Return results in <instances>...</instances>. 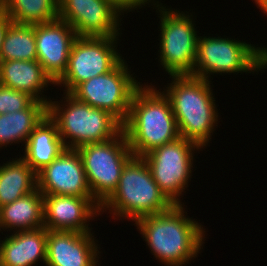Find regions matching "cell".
<instances>
[{
  "label": "cell",
  "mask_w": 267,
  "mask_h": 266,
  "mask_svg": "<svg viewBox=\"0 0 267 266\" xmlns=\"http://www.w3.org/2000/svg\"><path fill=\"white\" fill-rule=\"evenodd\" d=\"M142 87L134 93L123 123L130 150L136 157L180 137L169 98L154 87Z\"/></svg>",
  "instance_id": "6da1fadb"
},
{
  "label": "cell",
  "mask_w": 267,
  "mask_h": 266,
  "mask_svg": "<svg viewBox=\"0 0 267 266\" xmlns=\"http://www.w3.org/2000/svg\"><path fill=\"white\" fill-rule=\"evenodd\" d=\"M135 224L153 255L167 266L188 264L189 260L197 257L204 240V228L184 216L182 204L139 218Z\"/></svg>",
  "instance_id": "7a4b0ae2"
},
{
  "label": "cell",
  "mask_w": 267,
  "mask_h": 266,
  "mask_svg": "<svg viewBox=\"0 0 267 266\" xmlns=\"http://www.w3.org/2000/svg\"><path fill=\"white\" fill-rule=\"evenodd\" d=\"M167 91L180 137L206 146L218 118L210 82L190 75L172 76Z\"/></svg>",
  "instance_id": "3957f363"
},
{
  "label": "cell",
  "mask_w": 267,
  "mask_h": 266,
  "mask_svg": "<svg viewBox=\"0 0 267 266\" xmlns=\"http://www.w3.org/2000/svg\"><path fill=\"white\" fill-rule=\"evenodd\" d=\"M173 206L153 179L143 157L133 156L123 168L116 190L100 206V211L110 208L113 215L136 221L168 211Z\"/></svg>",
  "instance_id": "277c9868"
},
{
  "label": "cell",
  "mask_w": 267,
  "mask_h": 266,
  "mask_svg": "<svg viewBox=\"0 0 267 266\" xmlns=\"http://www.w3.org/2000/svg\"><path fill=\"white\" fill-rule=\"evenodd\" d=\"M65 94L66 108L59 106L58 101L57 104L50 101L47 105V115L56 123L65 148L76 149L88 143L106 142L123 131V123L109 111L94 108L70 93ZM65 138L72 141L67 142Z\"/></svg>",
  "instance_id": "5b68a950"
},
{
  "label": "cell",
  "mask_w": 267,
  "mask_h": 266,
  "mask_svg": "<svg viewBox=\"0 0 267 266\" xmlns=\"http://www.w3.org/2000/svg\"><path fill=\"white\" fill-rule=\"evenodd\" d=\"M85 170L93 199L101 206L116 190L126 163L134 156L126 135L101 143H88L76 148Z\"/></svg>",
  "instance_id": "8992f818"
},
{
  "label": "cell",
  "mask_w": 267,
  "mask_h": 266,
  "mask_svg": "<svg viewBox=\"0 0 267 266\" xmlns=\"http://www.w3.org/2000/svg\"><path fill=\"white\" fill-rule=\"evenodd\" d=\"M266 67V48L229 38L199 37L192 76L209 81L211 73H239Z\"/></svg>",
  "instance_id": "52a82bcc"
},
{
  "label": "cell",
  "mask_w": 267,
  "mask_h": 266,
  "mask_svg": "<svg viewBox=\"0 0 267 266\" xmlns=\"http://www.w3.org/2000/svg\"><path fill=\"white\" fill-rule=\"evenodd\" d=\"M127 67L122 59L111 71L80 83L70 94L94 108L109 111L124 123L133 95L141 85Z\"/></svg>",
  "instance_id": "ba28073f"
},
{
  "label": "cell",
  "mask_w": 267,
  "mask_h": 266,
  "mask_svg": "<svg viewBox=\"0 0 267 266\" xmlns=\"http://www.w3.org/2000/svg\"><path fill=\"white\" fill-rule=\"evenodd\" d=\"M160 8V64L171 76H192L199 38L192 19L184 12Z\"/></svg>",
  "instance_id": "9c48e42d"
},
{
  "label": "cell",
  "mask_w": 267,
  "mask_h": 266,
  "mask_svg": "<svg viewBox=\"0 0 267 266\" xmlns=\"http://www.w3.org/2000/svg\"><path fill=\"white\" fill-rule=\"evenodd\" d=\"M117 38L77 37L70 50L67 70L55 84H63L67 88L64 93H71L80 83L111 71L122 60L113 46Z\"/></svg>",
  "instance_id": "30bf717a"
},
{
  "label": "cell",
  "mask_w": 267,
  "mask_h": 266,
  "mask_svg": "<svg viewBox=\"0 0 267 266\" xmlns=\"http://www.w3.org/2000/svg\"><path fill=\"white\" fill-rule=\"evenodd\" d=\"M195 148L200 149L197 144L179 137L171 143L156 147L143 156L153 179L174 205H181L178 197L184 187L188 186L193 167L192 151Z\"/></svg>",
  "instance_id": "8fae6325"
},
{
  "label": "cell",
  "mask_w": 267,
  "mask_h": 266,
  "mask_svg": "<svg viewBox=\"0 0 267 266\" xmlns=\"http://www.w3.org/2000/svg\"><path fill=\"white\" fill-rule=\"evenodd\" d=\"M58 1V18L66 21L77 37H109L120 34L118 18L123 11L111 0Z\"/></svg>",
  "instance_id": "7c38bea8"
},
{
  "label": "cell",
  "mask_w": 267,
  "mask_h": 266,
  "mask_svg": "<svg viewBox=\"0 0 267 266\" xmlns=\"http://www.w3.org/2000/svg\"><path fill=\"white\" fill-rule=\"evenodd\" d=\"M37 189L42 194L92 197L78 151L65 148L40 170Z\"/></svg>",
  "instance_id": "4fadbf2b"
},
{
  "label": "cell",
  "mask_w": 267,
  "mask_h": 266,
  "mask_svg": "<svg viewBox=\"0 0 267 266\" xmlns=\"http://www.w3.org/2000/svg\"><path fill=\"white\" fill-rule=\"evenodd\" d=\"M76 38L74 29L59 18L35 25L37 61L54 83L67 70L70 50Z\"/></svg>",
  "instance_id": "5bb4252c"
},
{
  "label": "cell",
  "mask_w": 267,
  "mask_h": 266,
  "mask_svg": "<svg viewBox=\"0 0 267 266\" xmlns=\"http://www.w3.org/2000/svg\"><path fill=\"white\" fill-rule=\"evenodd\" d=\"M100 205L93 197L43 194L44 227L48 231L88 233L87 220L100 214Z\"/></svg>",
  "instance_id": "9a60e30c"
},
{
  "label": "cell",
  "mask_w": 267,
  "mask_h": 266,
  "mask_svg": "<svg viewBox=\"0 0 267 266\" xmlns=\"http://www.w3.org/2000/svg\"><path fill=\"white\" fill-rule=\"evenodd\" d=\"M92 237L91 232L48 231L46 266H97L99 251Z\"/></svg>",
  "instance_id": "2e32d148"
},
{
  "label": "cell",
  "mask_w": 267,
  "mask_h": 266,
  "mask_svg": "<svg viewBox=\"0 0 267 266\" xmlns=\"http://www.w3.org/2000/svg\"><path fill=\"white\" fill-rule=\"evenodd\" d=\"M14 232L0 243V266H32L38 259L46 263L45 227Z\"/></svg>",
  "instance_id": "e0dca14e"
},
{
  "label": "cell",
  "mask_w": 267,
  "mask_h": 266,
  "mask_svg": "<svg viewBox=\"0 0 267 266\" xmlns=\"http://www.w3.org/2000/svg\"><path fill=\"white\" fill-rule=\"evenodd\" d=\"M55 84L44 72L42 65L37 61L6 60L0 61V84L14 90L25 92L35 100L47 105L50 101L40 97L41 90Z\"/></svg>",
  "instance_id": "ac0fdd59"
},
{
  "label": "cell",
  "mask_w": 267,
  "mask_h": 266,
  "mask_svg": "<svg viewBox=\"0 0 267 266\" xmlns=\"http://www.w3.org/2000/svg\"><path fill=\"white\" fill-rule=\"evenodd\" d=\"M24 149L23 159L36 173L49 165L65 149L57 125L48 115L30 134Z\"/></svg>",
  "instance_id": "d6986e66"
},
{
  "label": "cell",
  "mask_w": 267,
  "mask_h": 266,
  "mask_svg": "<svg viewBox=\"0 0 267 266\" xmlns=\"http://www.w3.org/2000/svg\"><path fill=\"white\" fill-rule=\"evenodd\" d=\"M42 227H44L43 194L37 188L0 207V228H10V230L18 228V231H26Z\"/></svg>",
  "instance_id": "ffe728a7"
},
{
  "label": "cell",
  "mask_w": 267,
  "mask_h": 266,
  "mask_svg": "<svg viewBox=\"0 0 267 266\" xmlns=\"http://www.w3.org/2000/svg\"><path fill=\"white\" fill-rule=\"evenodd\" d=\"M47 115V104L35 100L27 109L0 115V148L25 141ZM17 141V142H16Z\"/></svg>",
  "instance_id": "44dd1931"
},
{
  "label": "cell",
  "mask_w": 267,
  "mask_h": 266,
  "mask_svg": "<svg viewBox=\"0 0 267 266\" xmlns=\"http://www.w3.org/2000/svg\"><path fill=\"white\" fill-rule=\"evenodd\" d=\"M37 188V173L23 158L0 166V207Z\"/></svg>",
  "instance_id": "7402d4cb"
},
{
  "label": "cell",
  "mask_w": 267,
  "mask_h": 266,
  "mask_svg": "<svg viewBox=\"0 0 267 266\" xmlns=\"http://www.w3.org/2000/svg\"><path fill=\"white\" fill-rule=\"evenodd\" d=\"M1 10L15 24L36 25L59 17L58 0H1Z\"/></svg>",
  "instance_id": "603a6c76"
},
{
  "label": "cell",
  "mask_w": 267,
  "mask_h": 266,
  "mask_svg": "<svg viewBox=\"0 0 267 266\" xmlns=\"http://www.w3.org/2000/svg\"><path fill=\"white\" fill-rule=\"evenodd\" d=\"M37 60L35 25L12 23L4 36L1 61Z\"/></svg>",
  "instance_id": "cb8c5ba5"
},
{
  "label": "cell",
  "mask_w": 267,
  "mask_h": 266,
  "mask_svg": "<svg viewBox=\"0 0 267 266\" xmlns=\"http://www.w3.org/2000/svg\"><path fill=\"white\" fill-rule=\"evenodd\" d=\"M34 101L29 94L0 84V115L27 109Z\"/></svg>",
  "instance_id": "d4e9b609"
},
{
  "label": "cell",
  "mask_w": 267,
  "mask_h": 266,
  "mask_svg": "<svg viewBox=\"0 0 267 266\" xmlns=\"http://www.w3.org/2000/svg\"><path fill=\"white\" fill-rule=\"evenodd\" d=\"M118 8L122 11L133 10L145 3H148L149 0H111Z\"/></svg>",
  "instance_id": "484cf974"
},
{
  "label": "cell",
  "mask_w": 267,
  "mask_h": 266,
  "mask_svg": "<svg viewBox=\"0 0 267 266\" xmlns=\"http://www.w3.org/2000/svg\"><path fill=\"white\" fill-rule=\"evenodd\" d=\"M12 20L6 15L4 11H0V61H1V50L4 41V36L7 32L8 27L12 24Z\"/></svg>",
  "instance_id": "4316f807"
},
{
  "label": "cell",
  "mask_w": 267,
  "mask_h": 266,
  "mask_svg": "<svg viewBox=\"0 0 267 266\" xmlns=\"http://www.w3.org/2000/svg\"><path fill=\"white\" fill-rule=\"evenodd\" d=\"M255 3L267 14V0H255Z\"/></svg>",
  "instance_id": "83f0119b"
}]
</instances>
